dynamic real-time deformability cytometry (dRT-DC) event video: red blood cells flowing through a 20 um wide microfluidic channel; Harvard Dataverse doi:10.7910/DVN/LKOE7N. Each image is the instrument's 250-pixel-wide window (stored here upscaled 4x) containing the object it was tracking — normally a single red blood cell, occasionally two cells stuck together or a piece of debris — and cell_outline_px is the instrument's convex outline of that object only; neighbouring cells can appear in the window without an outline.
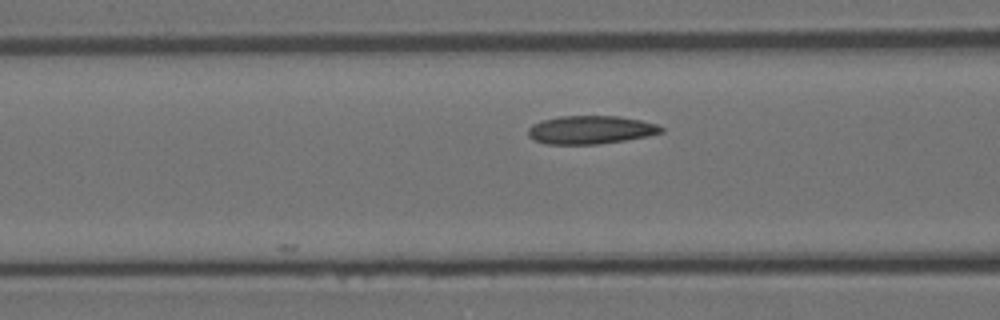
{"species": "Egyptian fruit bat (a non-hibernating species)", "species_latin": "Rousettus aegyptiacus", "temperature_condition": "room temperature", "stored_images_in_passage": 4, "camera_frame_rate_fps": 3000, "um_per_image_px": 0.085, "animal": {"sex": "female"}, "frame": {"image": 1, "passage_image": 4, "time_ms": 1.0, "image_size_px": [1000, 320], "cell_outline_px": [[664, 132], [648, 136], [600, 144], [544, 144], [528, 136], [528, 128], [532, 124], [540, 120], [560, 116], [620, 116], [640, 120], [656, 124], [664, 128]], "centroid_in_image_um": [50.19, 11.03], "position_along_channel_um": 116.4, "area_um2": 22.02}}